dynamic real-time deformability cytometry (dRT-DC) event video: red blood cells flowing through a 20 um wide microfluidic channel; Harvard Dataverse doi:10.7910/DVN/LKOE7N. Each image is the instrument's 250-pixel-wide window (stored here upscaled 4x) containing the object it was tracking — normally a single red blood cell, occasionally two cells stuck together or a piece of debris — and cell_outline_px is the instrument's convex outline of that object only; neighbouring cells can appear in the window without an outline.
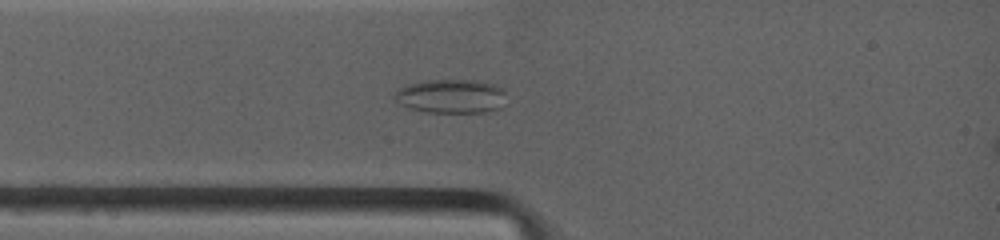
{"species": "common noctule bat (a hibernating species)", "species_latin": "Nyctalus noctula", "temperature_condition": "warm", "stored_images_in_passage": 2, "camera_frame_rate_fps": 4500, "um_per_image_px": 0.085, "animal": {"sex": "female", "body_mass_g": 19.0, "forearm_length_mm": 53.3}, "frame": {"image": 1, "passage_image": 2, "time_ms": 0.889, "image_size_px": [1000, 240], "cell_outline_px": [[504, 92], [496, 108], [484, 112], [428, 112], [412, 108], [396, 100], [392, 96], [396, 88], [408, 84], [432, 80], [460, 80], [488, 84], [500, 88]], "centroid_in_image_um": [38.19, 8.18], "position_along_channel_um": 46.8, "area_um2": 21.04}}